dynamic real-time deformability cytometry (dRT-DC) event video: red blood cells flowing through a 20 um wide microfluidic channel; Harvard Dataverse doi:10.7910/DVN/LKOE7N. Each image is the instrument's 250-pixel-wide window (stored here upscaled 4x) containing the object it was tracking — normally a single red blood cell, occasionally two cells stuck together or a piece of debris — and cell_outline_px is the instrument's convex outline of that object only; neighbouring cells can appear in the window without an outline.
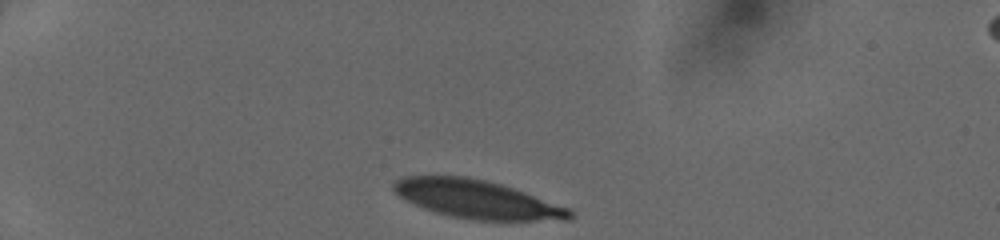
{"species": "human", "species_latin": "Homo sapiens", "temperature_condition": "cold", "stored_images_in_passage": 32, "camera_frame_rate_fps": 3000, "um_per_image_px": 0.085, "donor": {"sex": "female"}, "frame": {"image": 1, "passage_image": 1, "time_ms": 0.0, "image_size_px": [1000, 240], "cell_outline_px": [[576, 216], [568, 220], [472, 220], [452, 216], [436, 212], [424, 208], [400, 196], [392, 188], [392, 184], [396, 180], [404, 176], [468, 176], [500, 184], [524, 192], [568, 208]], "centroid_in_image_um": [40.55, 16.94], "position_along_channel_um": 44.5, "area_um2": 38.78}}
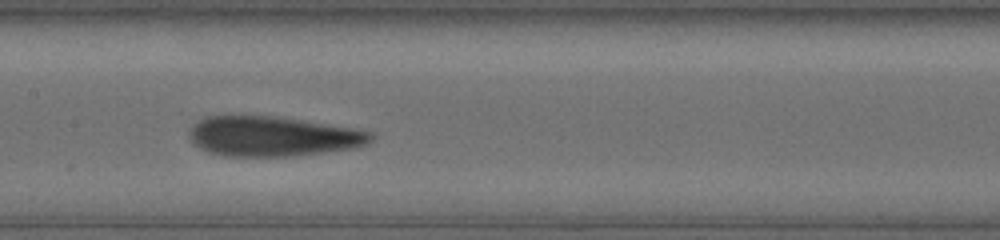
{"frame": {"image": 2, "passage_image": 15, "time_ms": 4.667, "image_size_px": [1000, 240], "cell_outline_px": [[372, 140], [368, 144], [356, 148], [296, 156], [224, 156], [208, 152], [200, 148], [188, 136], [188, 132], [192, 124], [208, 116], [272, 116], [300, 120], [352, 128], [372, 132]], "centroid_in_image_um": [23.17, 11.6], "position_along_channel_um": 184.2, "area_um2": 42.14}}
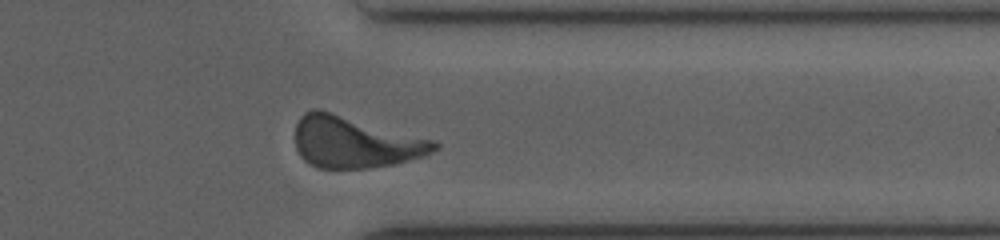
{"frame": {"image": 3, "passage_image": 29, "time_ms": 9.333, "image_size_px": [1000, 240], "cell_outline_px": [[440, 148], [424, 156], [396, 164], [368, 168], [316, 168], [308, 164], [300, 156], [296, 148], [296, 124], [300, 116], [304, 112], [316, 108], [320, 108], [436, 140], [440, 144]], "centroid_in_image_um": [30.19, 12.07], "position_along_channel_um": 381.2, "area_um2": 42.43}}